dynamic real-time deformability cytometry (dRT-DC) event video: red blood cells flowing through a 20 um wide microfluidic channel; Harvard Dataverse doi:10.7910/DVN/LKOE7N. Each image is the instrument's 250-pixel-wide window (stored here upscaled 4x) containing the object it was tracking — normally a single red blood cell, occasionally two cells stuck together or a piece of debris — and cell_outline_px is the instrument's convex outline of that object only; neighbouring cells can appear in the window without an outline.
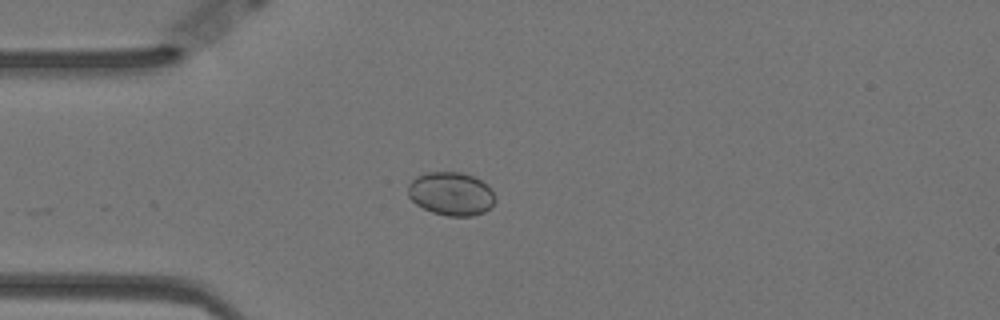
{"species": "Egyptian fruit bat (a non-hibernating species)", "species_latin": "Rousettus aegyptiacus", "temperature_condition": "warm", "stored_images_in_passage": 4, "camera_frame_rate_fps": 3000, "um_per_image_px": 0.085, "animal": {"sex": "female"}, "frame": {"image": 1, "passage_image": 2, "time_ms": 0.333, "image_size_px": [1000, 320], "cell_outline_px": [[496, 200], [492, 208], [484, 212], [472, 216], [448, 216], [432, 212], [416, 204], [408, 196], [408, 184], [416, 176], [428, 172], [460, 172], [472, 176], [488, 184], [496, 196]], "centroid_in_image_um": [38.37, 16.47], "position_along_channel_um": 46.6, "area_um2": 22.25}}